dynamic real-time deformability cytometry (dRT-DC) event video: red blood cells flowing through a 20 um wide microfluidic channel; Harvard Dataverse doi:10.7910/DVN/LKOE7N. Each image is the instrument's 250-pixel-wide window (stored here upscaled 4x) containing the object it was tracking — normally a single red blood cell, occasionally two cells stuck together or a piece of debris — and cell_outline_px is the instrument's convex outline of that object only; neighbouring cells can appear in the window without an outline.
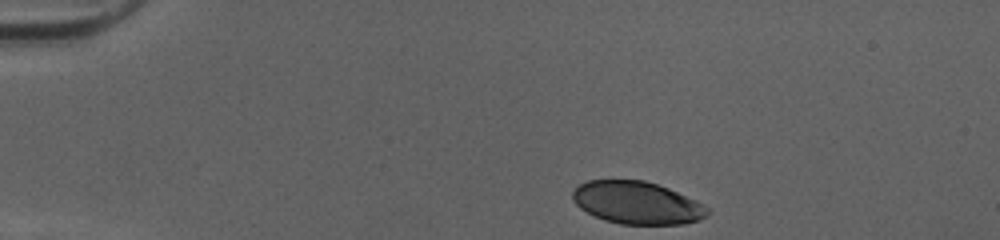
{"species": "human", "species_latin": "Homo sapiens", "temperature_condition": "cold", "stored_images_in_passage": 34, "camera_frame_rate_fps": 3000, "um_per_image_px": 0.085, "donor": {"sex": "female"}, "frame": {"image": 1, "passage_image": 1, "time_ms": 0.0, "image_size_px": [1000, 240], "cell_outline_px": [[712, 212], [708, 216], [700, 220], [684, 224], [620, 224], [604, 220], [580, 208], [572, 200], [572, 192], [580, 184], [588, 180], [644, 180], [668, 188], [696, 200], [704, 204]], "centroid_in_image_um": [54.18, 17.24], "position_along_channel_um": 30.8, "area_um2": 33.52}}
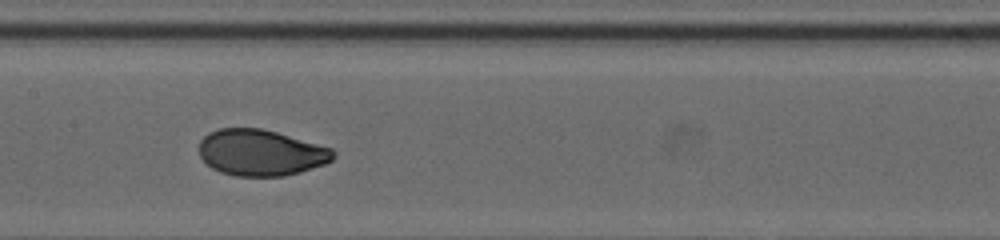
{"frame": {"image": 2, "passage_image": 18, "time_ms": 5.667, "image_size_px": [1000, 240], "cell_outline_px": [[336, 156], [332, 160], [324, 164], [300, 172], [284, 176], [236, 176], [220, 172], [212, 168], [200, 156], [200, 140], [208, 132], [220, 128], [260, 128], [276, 132], [332, 148], [336, 152]], "centroid_in_image_um": [22.18, 12.97], "position_along_channel_um": 185.2, "area_um2": 36.07}}
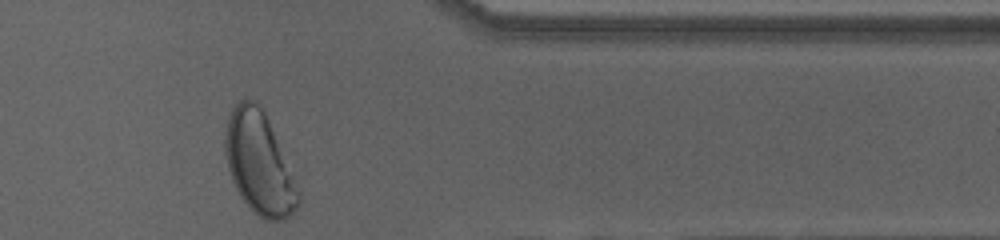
{"frame": {"image": 3, "passage_image": 34, "time_ms": 11.0, "image_size_px": [1000, 240], "cell_outline_px": [[300, 204], [284, 220], [268, 220], [252, 212], [240, 196], [232, 180], [228, 168], [224, 152], [224, 136], [228, 116], [232, 108], [240, 100], [256, 100], [264, 112], [268, 120], [300, 192]], "centroid_in_image_um": [22.0, 13.89], "position_along_channel_um": 389.4, "area_um2": 43.12}, "authors_computed_cell_mechanics": {"area_um2": 36.2406, "velocity_mm_per_s": 4.0356, "shape_relaxation_time_tau1_ms": 4.5055, "shape_relaxation_time_tau2_ms": null, "deformation_change_tau1": 0.1858, "deformation_change_tau2": null}}